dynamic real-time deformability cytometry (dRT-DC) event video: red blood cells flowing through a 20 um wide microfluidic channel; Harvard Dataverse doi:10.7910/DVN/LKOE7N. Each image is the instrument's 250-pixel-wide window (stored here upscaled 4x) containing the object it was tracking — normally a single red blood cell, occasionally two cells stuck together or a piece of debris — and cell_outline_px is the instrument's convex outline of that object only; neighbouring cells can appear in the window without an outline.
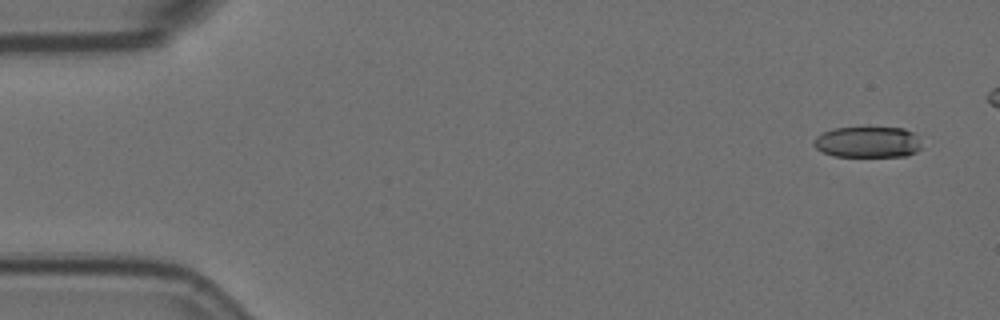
{"species": "Egyptian fruit bat (a non-hibernating species)", "species_latin": "Rousettus aegyptiacus", "temperature_condition": "room temperature", "stored_images_in_passage": 5, "camera_frame_rate_fps": 3000, "um_per_image_px": 0.085, "animal": {"sex": "female"}, "frame": {"image": 1, "passage_image": 1, "time_ms": 0.0, "image_size_px": [1000, 320], "cell_outline_px": [[920, 148], [916, 152], [908, 156], [832, 156], [816, 148], [812, 144], [812, 140], [816, 136], [832, 128], [904, 128], [920, 136]], "centroid_in_image_um": [73.76, 12.08], "position_along_channel_um": 11.2, "area_um2": 19.59}}